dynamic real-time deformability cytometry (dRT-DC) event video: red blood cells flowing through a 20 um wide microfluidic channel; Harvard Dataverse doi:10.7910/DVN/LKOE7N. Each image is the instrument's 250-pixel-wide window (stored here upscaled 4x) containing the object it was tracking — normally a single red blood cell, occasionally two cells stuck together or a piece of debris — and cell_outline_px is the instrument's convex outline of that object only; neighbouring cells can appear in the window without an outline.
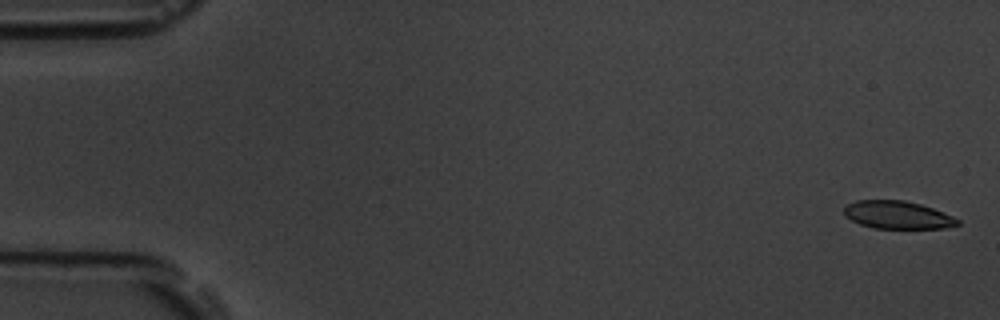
{"species": "common noctule bat (a hibernating species)", "species_latin": "Nyctalus noctula", "temperature_condition": "room temperature", "stored_images_in_passage": 12, "camera_frame_rate_fps": 3000, "um_per_image_px": 0.085, "animal": {"sex": "male", "body_mass_g": 19.5, "forearm_length_mm": 54.6}, "frame": {"image": 1, "passage_image": 1, "time_ms": 0.0, "image_size_px": [1000, 320], "cell_outline_px": [[960, 224], [944, 228], [876, 228], [860, 224], [844, 216], [844, 208], [848, 204], [856, 200], [904, 200], [920, 204], [932, 208], [952, 216], [960, 220]], "centroid_in_image_um": [76.28, 18.26], "position_along_channel_um": 8.7, "area_um2": 18.26}}
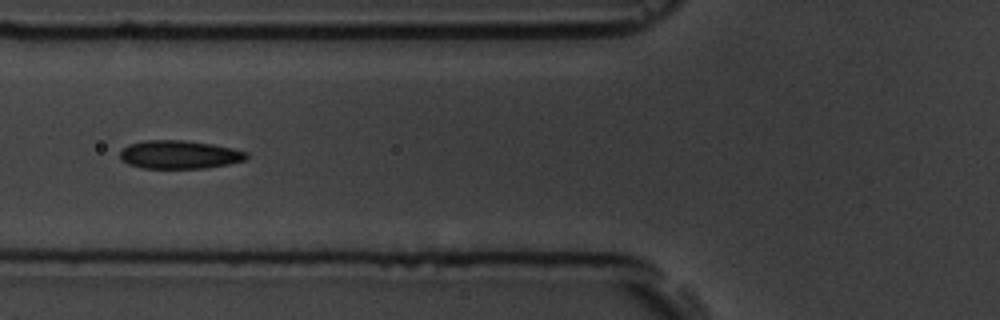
{"frame": {"image": 2, "passage_image": 7, "time_ms": 6.667, "image_size_px": [1000, 320], "cell_outline_px": [[248, 156], [244, 160], [228, 164], [204, 168], [144, 168], [128, 164], [120, 160], [120, 152], [128, 144], [144, 140], [184, 140], [212, 144], [232, 148], [248, 152]], "centroid_in_image_um": [15.23, 13.14], "position_along_channel_um": 110.6, "area_um2": 20.87}}
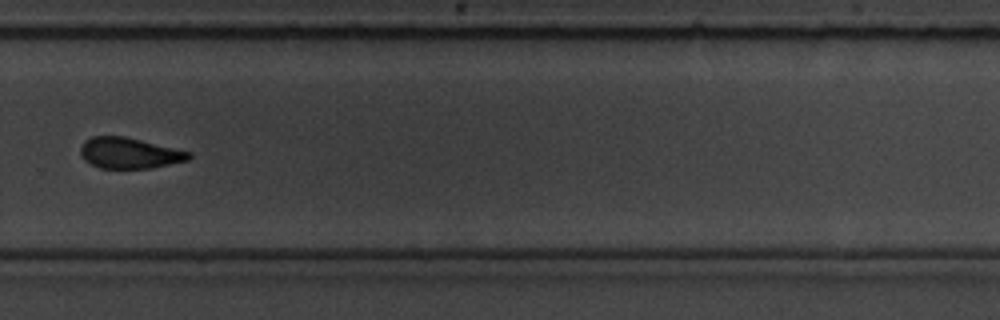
{"frame": {"image": 3, "passage_image": 12, "time_ms": 12.333, "image_size_px": [1000, 320], "cell_outline_px": [[192, 156], [188, 160], [152, 168], [100, 168], [84, 160], [80, 152], [80, 148], [84, 140], [92, 136], [124, 136], [192, 152]], "centroid_in_image_um": [10.99, 13.01], "position_along_channel_um": 318.8, "area_um2": 19.48}}